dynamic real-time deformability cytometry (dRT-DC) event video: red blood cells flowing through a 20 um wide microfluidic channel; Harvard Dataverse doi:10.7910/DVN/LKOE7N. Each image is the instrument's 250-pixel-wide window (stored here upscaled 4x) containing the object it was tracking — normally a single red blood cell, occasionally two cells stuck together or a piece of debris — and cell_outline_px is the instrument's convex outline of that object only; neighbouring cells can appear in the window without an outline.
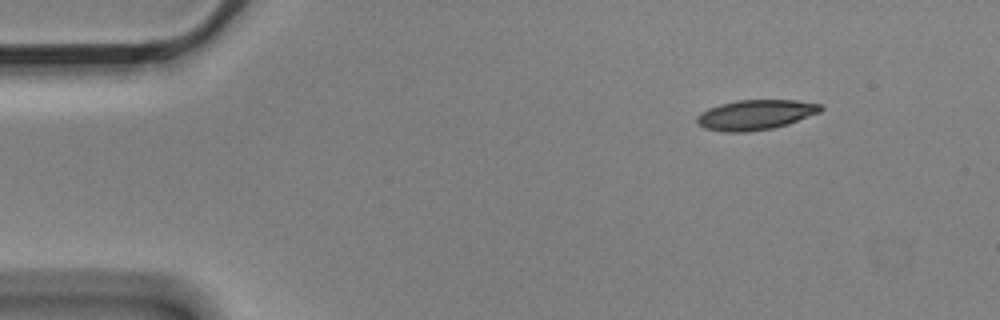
{"species": "Egyptian fruit bat (a non-hibernating species)", "species_latin": "Rousettus aegyptiacus", "temperature_condition": "cold", "stored_images_in_passage": 6, "camera_frame_rate_fps": 3000, "um_per_image_px": 0.085, "animal": {"sex": "male"}, "frame": {"image": 1, "passage_image": 1, "time_ms": 0.0, "image_size_px": [1000, 320], "cell_outline_px": [[824, 108], [820, 112], [788, 124], [772, 128], [748, 132], [720, 132], [704, 128], [696, 124], [696, 116], [700, 112], [708, 108], [720, 104], [736, 100], [796, 100], [820, 104]], "centroid_in_image_um": [64.17, 9.76], "position_along_channel_um": 20.8, "area_um2": 21.85}}
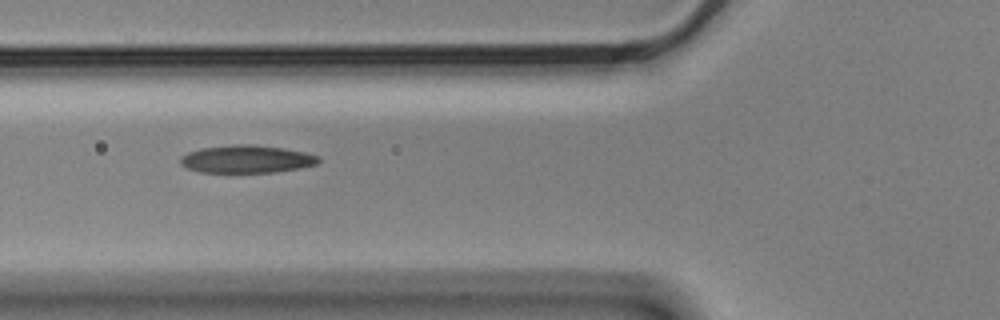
{"frame": {"image": 2, "passage_image": 5, "time_ms": 1.333, "image_size_px": [1000, 320], "cell_outline_px": [[320, 160], [316, 164], [300, 168], [276, 172], [200, 172], [184, 168], [180, 164], [180, 156], [188, 152], [200, 148], [236, 144], [252, 144], [284, 148], [304, 152], [320, 156]], "centroid_in_image_um": [20.93, 13.52], "position_along_channel_um": 104.9, "area_um2": 22.48}}
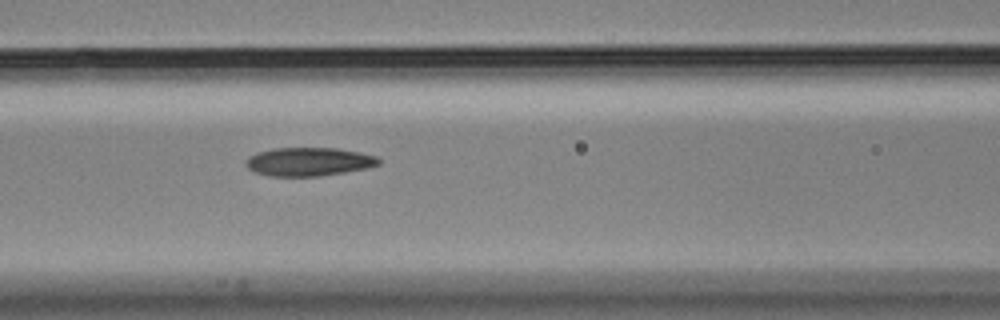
{"frame": {"image": 3, "passage_image": 6, "time_ms": 1.667, "image_size_px": [1000, 320], "cell_outline_px": [[380, 164], [368, 168], [320, 176], [268, 176], [256, 172], [248, 168], [244, 164], [244, 160], [248, 156], [256, 152], [272, 148], [336, 148], [360, 152], [376, 156], [380, 160]], "centroid_in_image_um": [26.21, 13.74], "position_along_channel_um": 140.4, "area_um2": 22.25}}